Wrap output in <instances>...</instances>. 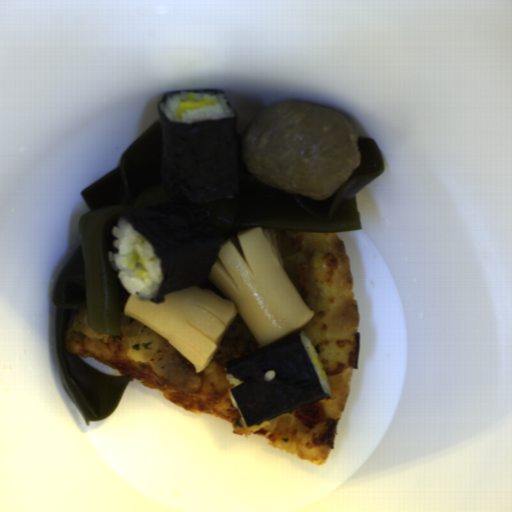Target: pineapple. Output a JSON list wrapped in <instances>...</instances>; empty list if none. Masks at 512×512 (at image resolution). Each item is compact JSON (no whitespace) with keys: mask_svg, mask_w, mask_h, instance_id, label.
I'll return each instance as SVG.
<instances>
[{"mask_svg":"<svg viewBox=\"0 0 512 512\" xmlns=\"http://www.w3.org/2000/svg\"><path fill=\"white\" fill-rule=\"evenodd\" d=\"M124 310L120 330L126 338V356L149 364L155 374L188 392L198 389L202 378L192 361L168 339L125 315Z\"/></svg>","mask_w":512,"mask_h":512,"instance_id":"2ff11189","label":"pineapple"},{"mask_svg":"<svg viewBox=\"0 0 512 512\" xmlns=\"http://www.w3.org/2000/svg\"><path fill=\"white\" fill-rule=\"evenodd\" d=\"M275 238L284 271L298 291L302 301L311 311L320 306L315 284L314 259L317 252L312 232L278 231Z\"/></svg>","mask_w":512,"mask_h":512,"instance_id":"9d759a55","label":"pineapple"},{"mask_svg":"<svg viewBox=\"0 0 512 512\" xmlns=\"http://www.w3.org/2000/svg\"><path fill=\"white\" fill-rule=\"evenodd\" d=\"M73 331L81 333L86 338L102 339L106 334L93 330L87 322V305L82 306L72 320Z\"/></svg>","mask_w":512,"mask_h":512,"instance_id":"f1f94b42","label":"pineapple"}]
</instances>
